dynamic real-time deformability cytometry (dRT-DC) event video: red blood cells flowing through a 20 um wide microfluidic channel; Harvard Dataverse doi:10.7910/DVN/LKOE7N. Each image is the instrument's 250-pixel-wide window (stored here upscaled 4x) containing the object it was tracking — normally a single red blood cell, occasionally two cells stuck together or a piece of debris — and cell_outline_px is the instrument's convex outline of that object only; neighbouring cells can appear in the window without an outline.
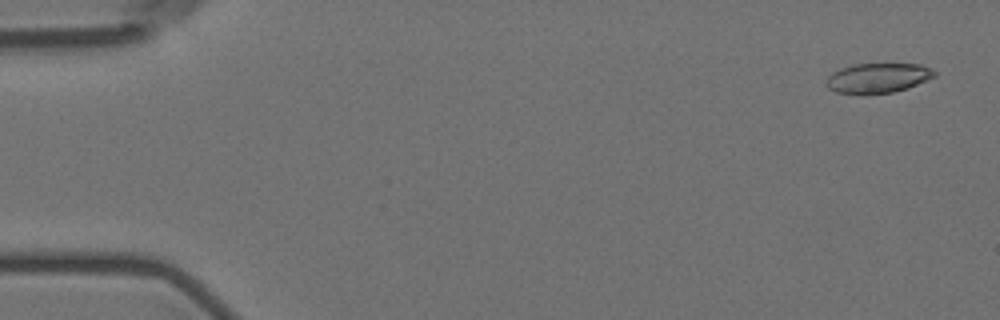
{"species": "Egyptian fruit bat (a non-hibernating species)", "species_latin": "Rousettus aegyptiacus", "temperature_condition": "room temperature", "stored_images_in_passage": 11, "camera_frame_rate_fps": 3000, "um_per_image_px": 0.085, "animal": {"sex": "female"}, "frame": {"image": 1, "passage_image": 1, "time_ms": 0.0, "image_size_px": [1000, 320], "cell_outline_px": [[936, 76], [908, 88], [892, 92], [836, 92], [828, 88], [824, 84], [828, 76], [832, 72], [840, 68], [852, 64], [920, 64], [932, 68], [936, 72]], "centroid_in_image_um": [74.63, 6.59], "position_along_channel_um": 10.4, "area_um2": 18.5}}
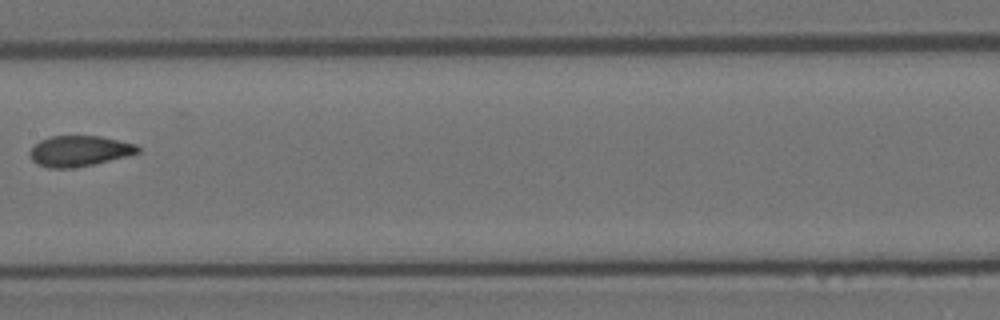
{"frame": {"image": 2, "passage_image": 8, "time_ms": 9.0, "image_size_px": [1000, 320], "cell_outline_px": [[140, 152], [128, 156], [92, 164], [72, 168], [48, 168], [36, 164], [32, 160], [28, 152], [40, 140], [52, 136], [100, 136], [136, 144], [140, 148]], "centroid_in_image_um": [6.73, 12.84], "position_along_channel_um": 200.7, "area_um2": 19.25}}
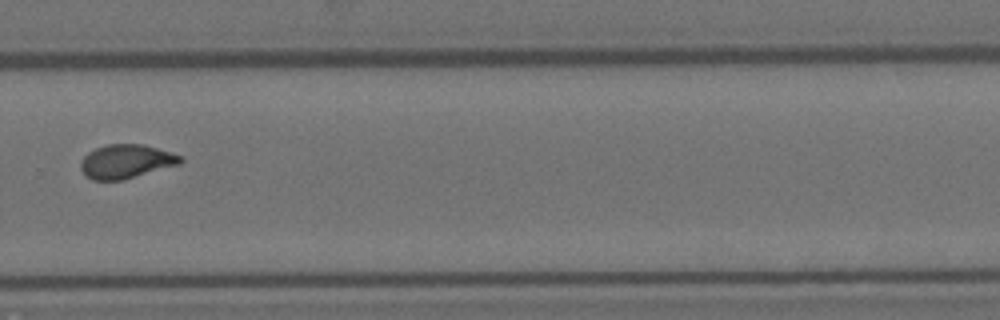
{"frame": {"image": 3, "passage_image": 11, "time_ms": 12.333, "image_size_px": [1000, 320], "cell_outline_px": [[184, 160], [180, 164], [124, 180], [92, 180], [84, 176], [80, 168], [80, 160], [88, 152], [96, 148], [108, 144], [144, 144], [172, 152], [184, 156]], "centroid_in_image_um": [10.73, 13.72], "position_along_channel_um": 319.1, "area_um2": 20.06}}